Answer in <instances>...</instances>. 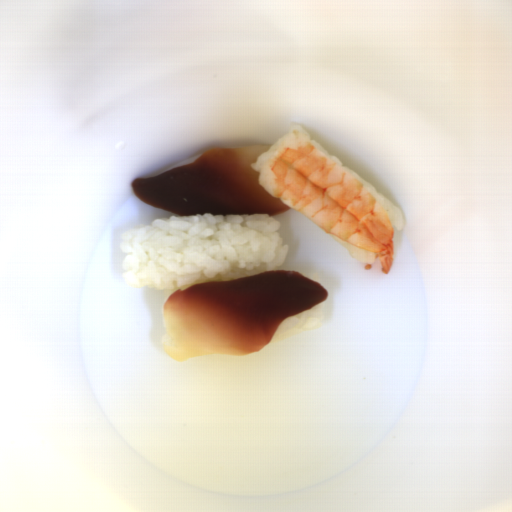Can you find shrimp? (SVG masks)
Instances as JSON below:
<instances>
[{
    "mask_svg": "<svg viewBox=\"0 0 512 512\" xmlns=\"http://www.w3.org/2000/svg\"><path fill=\"white\" fill-rule=\"evenodd\" d=\"M259 185L322 231L373 254L389 273L394 228L374 195L321 153L300 130H292L256 158Z\"/></svg>",
    "mask_w": 512,
    "mask_h": 512,
    "instance_id": "shrimp-1",
    "label": "shrimp"
}]
</instances>
